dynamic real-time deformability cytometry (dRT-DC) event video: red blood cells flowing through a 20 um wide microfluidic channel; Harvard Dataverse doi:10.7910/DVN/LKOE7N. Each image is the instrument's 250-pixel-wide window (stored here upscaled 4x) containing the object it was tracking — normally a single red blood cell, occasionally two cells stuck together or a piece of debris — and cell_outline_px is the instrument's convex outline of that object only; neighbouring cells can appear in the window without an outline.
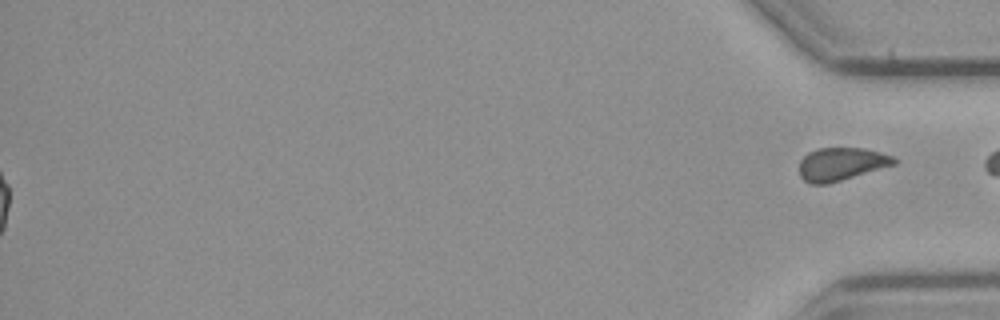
{"species": "common noctule bat (a hibernating species)", "species_latin": "Nyctalus noctula", "temperature_condition": "cold", "stored_images_in_passage": 54, "segment_of_instrument_passage": [2, 2], "camera_frame_rate_fps": 3000, "um_per_image_px": 0.085, "animal": {"sex": "male", "body_mass_g": 23.1, "forearm_length_mm": 52.7}, "frame": {"image": 1, "passage_image": 54, "time_ms": 17.667, "image_size_px": [1000, 320], "cell_outline_px": [[896, 164], [828, 184], [812, 184], [804, 180], [800, 176], [800, 160], [808, 152], [816, 148], [864, 148], [880, 152], [892, 156], [896, 160]], "centroid_in_image_um": [71.49, 13.94], "position_along_channel_um": 363.7, "area_um2": 18.15}}